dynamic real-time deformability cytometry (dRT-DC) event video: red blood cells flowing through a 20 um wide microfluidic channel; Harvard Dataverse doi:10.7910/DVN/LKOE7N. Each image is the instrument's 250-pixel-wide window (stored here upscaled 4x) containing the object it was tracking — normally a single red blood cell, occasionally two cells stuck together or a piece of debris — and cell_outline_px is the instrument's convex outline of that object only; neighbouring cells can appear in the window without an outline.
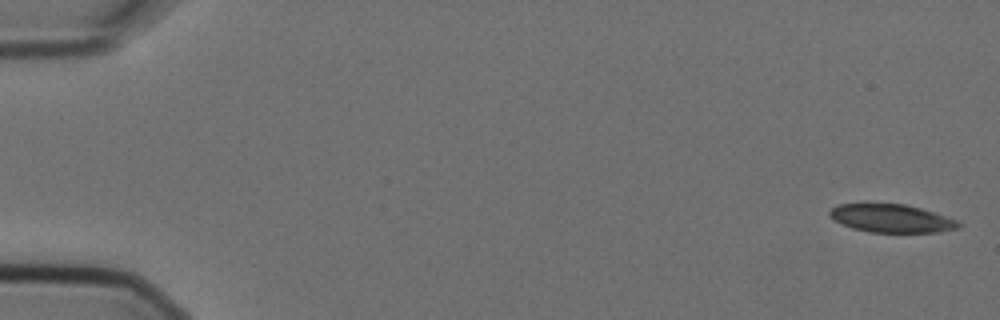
{"species": "Egyptian fruit bat (a non-hibernating species)", "species_latin": "Rousettus aegyptiacus", "temperature_condition": "cold", "stored_images_in_passage": 7, "camera_frame_rate_fps": 3000, "um_per_image_px": 0.085, "animal": {"sex": "female"}, "frame": {"image": 1, "passage_image": 1, "time_ms": 0.0, "image_size_px": [1000, 320], "cell_outline_px": [[960, 228], [936, 232], [868, 232], [852, 228], [832, 220], [828, 216], [828, 212], [836, 204], [864, 200], [904, 204], [920, 208], [960, 220]], "centroid_in_image_um": [75.67, 18.5], "position_along_channel_um": 9.3, "area_um2": 22.2}}
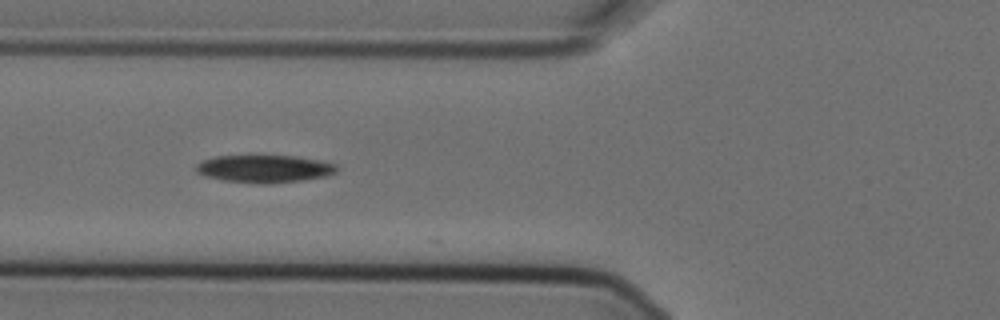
{"frame": {"image": 2, "passage_image": 6, "time_ms": 1.667, "image_size_px": [1000, 320], "cell_outline_px": [[340, 168], [336, 172], [328, 176], [272, 184], [260, 184], [224, 180], [204, 176], [196, 172], [196, 164], [204, 160], [216, 156], [296, 156], [336, 164]], "centroid_in_image_um": [22.49, 14.35], "position_along_channel_um": 103.3, "area_um2": 22.6}}
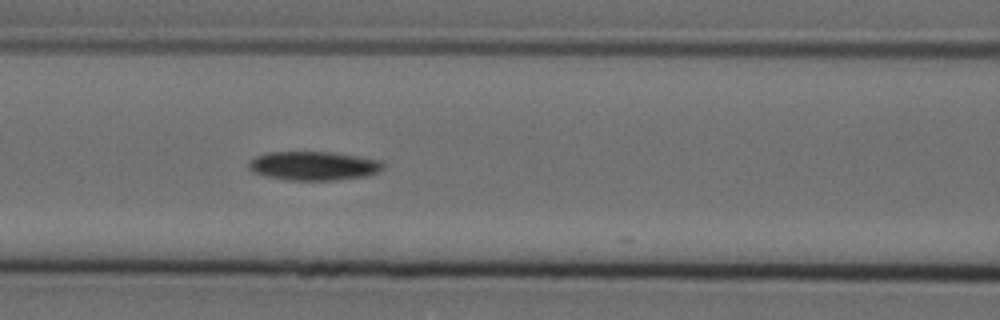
{"frame": {"image": 3, "passage_image": 7, "time_ms": 2.0, "image_size_px": [1000, 320], "cell_outline_px": [[384, 168], [376, 172], [364, 176], [332, 180], [288, 180], [264, 176], [252, 172], [248, 168], [248, 164], [256, 156], [268, 152], [332, 152], [380, 160], [384, 164]], "centroid_in_image_um": [26.62, 14.09], "position_along_channel_um": 140.0, "area_um2": 22.48}}